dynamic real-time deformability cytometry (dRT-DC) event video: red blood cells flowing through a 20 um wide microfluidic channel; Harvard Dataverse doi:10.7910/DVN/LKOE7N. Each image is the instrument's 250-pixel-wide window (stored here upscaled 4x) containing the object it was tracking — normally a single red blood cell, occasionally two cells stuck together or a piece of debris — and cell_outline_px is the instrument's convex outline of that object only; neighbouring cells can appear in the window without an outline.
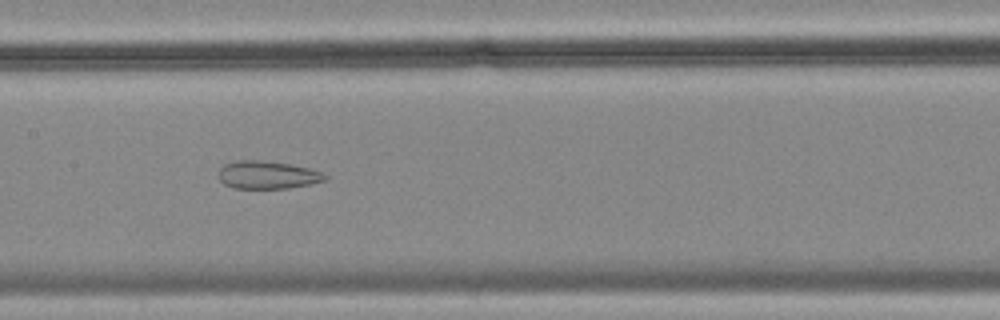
{"species": "common noctule bat (a hibernating species)", "species_latin": "Nyctalus noctula", "temperature_condition": "cold", "stored_images_in_passage": 56, "segment_of_instrument_passage": [2, 2], "camera_frame_rate_fps": 3000, "um_per_image_px": 0.085, "animal": {"sex": "female", "body_mass_g": 18.4}, "frame": {"image": 1, "passage_image": 27, "time_ms": 8.667, "image_size_px": [1000, 320], "cell_outline_px": [[328, 180], [288, 188], [232, 188], [224, 184], [220, 180], [220, 168], [224, 164], [236, 160], [264, 160], [288, 164], [308, 168], [320, 172], [328, 176]], "centroid_in_image_um": [22.72, 14.86], "position_along_channel_um": 184.7, "area_um2": 17.17}}
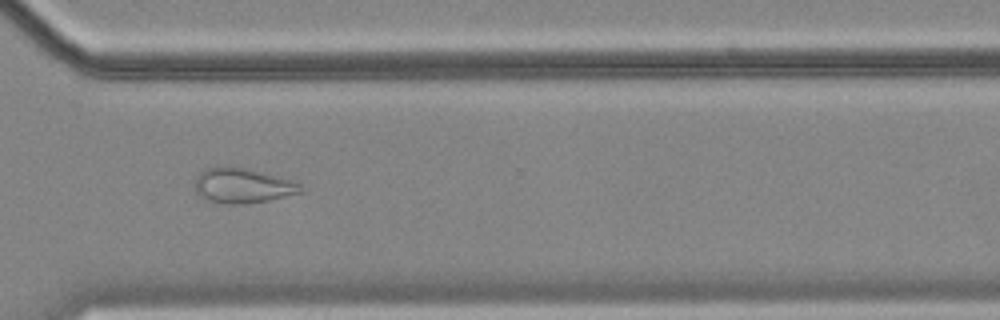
{"frame": {"image": 2, "passage_image": 41, "time_ms": 13.333, "image_size_px": [1000, 320], "cell_outline_px": [[308, 188], [304, 192], [268, 200], [248, 204], [224, 204], [204, 200], [196, 192], [196, 180], [200, 172], [204, 168], [224, 164], [228, 164], [292, 180]], "centroid_in_image_um": [20.62, 15.77], "position_along_channel_um": 350.0, "area_um2": 22.02}}
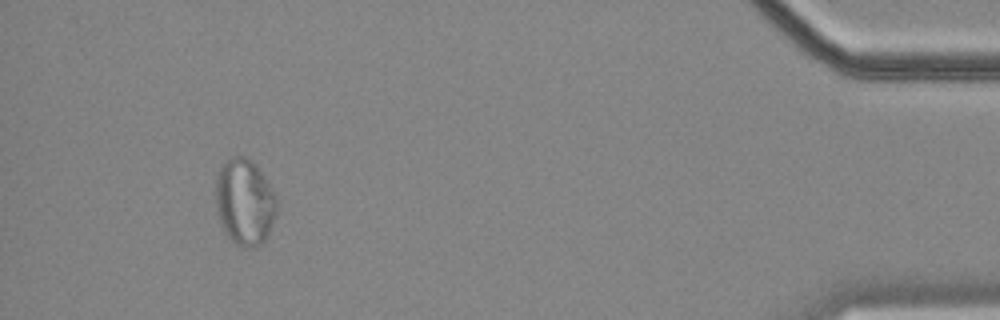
{"frame": {"image": 3, "passage_image": 52, "time_ms": 17.0, "image_size_px": [1000, 320], "cell_outline_px": [[276, 212], [268, 232], [264, 240], [260, 244], [252, 248], [240, 248], [224, 232], [220, 224], [216, 208], [216, 172], [220, 164], [236, 156], [244, 156], [264, 176], [276, 200]], "centroid_in_image_um": [20.74, 17.2], "position_along_channel_um": 414.5, "area_um2": 30.29}}